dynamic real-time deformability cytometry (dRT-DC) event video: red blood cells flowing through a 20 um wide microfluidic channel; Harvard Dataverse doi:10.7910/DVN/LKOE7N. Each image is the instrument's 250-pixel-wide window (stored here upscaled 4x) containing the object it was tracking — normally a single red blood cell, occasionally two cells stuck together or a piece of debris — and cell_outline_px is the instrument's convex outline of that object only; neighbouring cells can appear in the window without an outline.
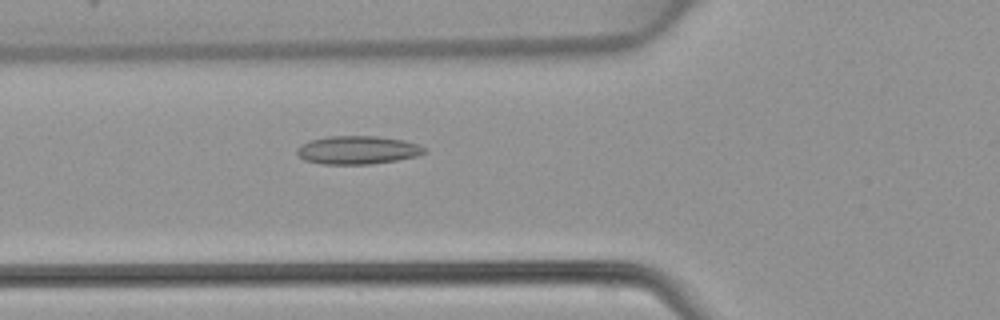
{"species": "common noctule bat (a hibernating species)", "species_latin": "Nyctalus noctula", "temperature_condition": "warm", "stored_images_in_passage": 35, "camera_frame_rate_fps": 3000, "um_per_image_px": 0.085, "animal": {"sex": "female", "body_mass_g": 22.7, "forearm_length_mm": 54.2}, "frame": {"image": 1, "passage_image": 5, "time_ms": 1.333, "image_size_px": [1000, 320], "cell_outline_px": [[428, 152], [416, 156], [396, 160], [368, 164], [320, 164], [304, 160], [296, 152], [296, 148], [300, 144], [308, 140], [328, 136], [380, 136], [404, 140], [428, 148]], "centroid_in_image_um": [30.38, 12.74], "position_along_channel_um": 95.4, "area_um2": 21.21}}
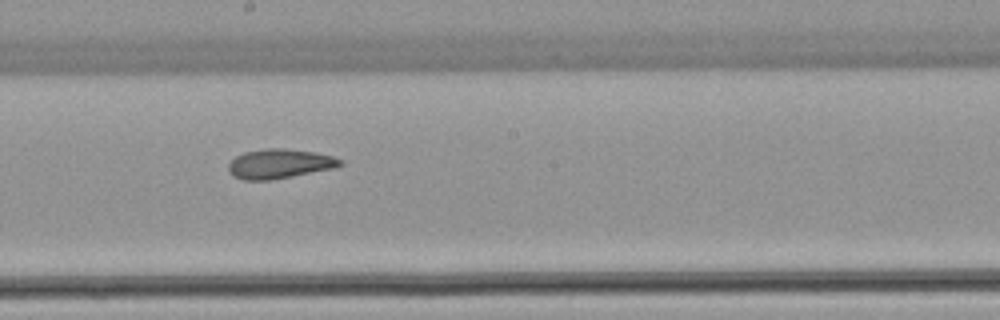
{"frame": {"image": 2, "passage_image": 14, "time_ms": 4.333, "image_size_px": [1000, 320], "cell_outline_px": [[344, 164], [336, 168], [272, 180], [244, 180], [232, 176], [228, 172], [228, 164], [236, 156], [244, 152], [264, 148], [284, 148], [312, 152], [332, 156], [344, 160]], "centroid_in_image_um": [23.76, 13.93], "position_along_channel_um": 224.4, "area_um2": 19.42}}
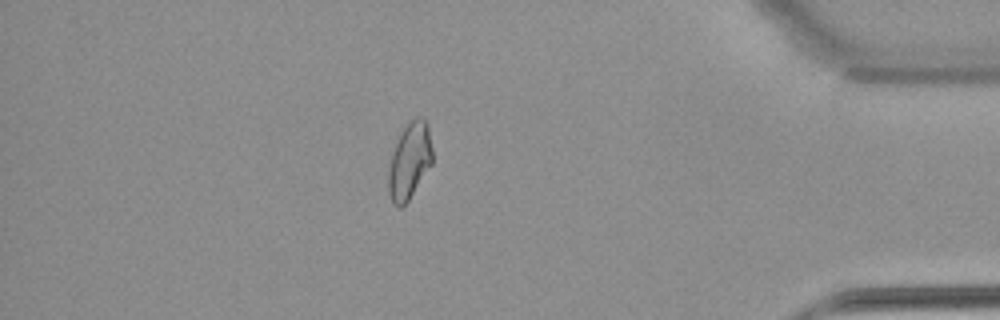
{"frame": {"image": 3, "passage_image": 29, "time_ms": 9.333, "image_size_px": [1000, 320], "cell_outline_px": [[432, 164], [408, 200], [400, 208], [396, 208], [392, 204], [388, 192], [388, 168], [392, 152], [400, 132], [408, 120], [420, 116], [428, 120], [432, 148]], "centroid_in_image_um": [34.8, 13.64], "position_along_channel_um": 400.4, "area_um2": 20.0}}